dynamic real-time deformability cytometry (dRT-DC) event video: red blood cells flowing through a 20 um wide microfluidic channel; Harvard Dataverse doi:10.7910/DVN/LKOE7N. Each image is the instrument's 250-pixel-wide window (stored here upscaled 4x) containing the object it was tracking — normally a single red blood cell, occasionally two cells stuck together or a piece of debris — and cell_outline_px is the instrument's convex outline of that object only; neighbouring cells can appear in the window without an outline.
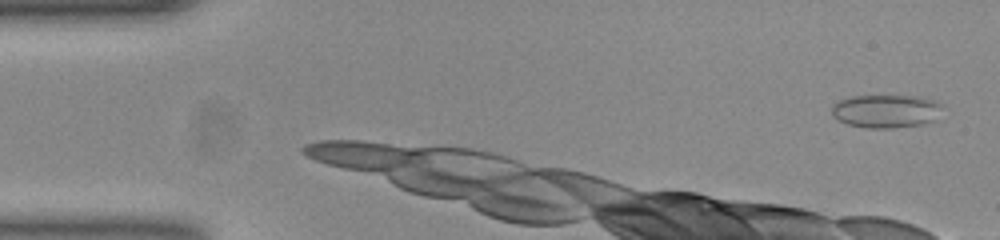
{"species": "common noctule bat (a hibernating species)", "species_latin": "Nyctalus noctula", "temperature_condition": "room temperature", "stored_images_in_passage": 10, "camera_frame_rate_fps": 3000, "um_per_image_px": 0.085, "animal": {"sex": "female", "body_mass_g": 23.0, "forearm_length_mm": 53.4}, "frame": {"image": 1, "passage_image": 2, "time_ms": 0.333, "image_size_px": [1000, 240], "cell_outline_px": [[940, 104], [936, 120], [924, 124], [892, 128], [864, 128], [848, 124], [836, 120], [832, 116], [832, 104], [840, 100], [852, 96], [924, 96], [936, 100]], "centroid_in_image_um": [75.28, 9.45], "position_along_channel_um": 9.7, "area_um2": 21.62}}